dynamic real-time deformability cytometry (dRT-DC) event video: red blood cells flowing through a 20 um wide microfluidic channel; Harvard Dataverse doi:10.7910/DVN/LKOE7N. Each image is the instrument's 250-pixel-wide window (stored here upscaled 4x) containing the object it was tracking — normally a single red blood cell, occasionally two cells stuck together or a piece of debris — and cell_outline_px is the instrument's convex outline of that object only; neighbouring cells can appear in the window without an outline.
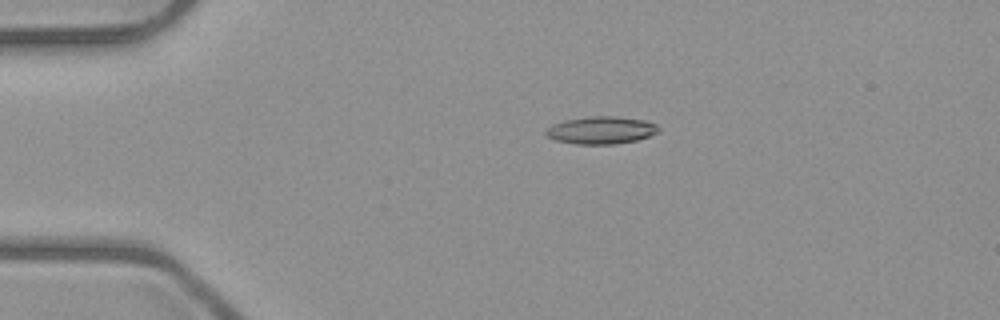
{"species": "common noctule bat (a hibernating species)", "species_latin": "Nyctalus noctula", "temperature_condition": "room temperature", "stored_images_in_passage": 3, "camera_frame_rate_fps": 3000, "um_per_image_px": 0.085, "animal": {"sex": "male", "body_mass_g": 23.1, "forearm_length_mm": 52.7}, "frame": {"image": 1, "passage_image": 2, "time_ms": 1.333, "image_size_px": [1000, 320], "cell_outline_px": [[660, 132], [636, 140], [616, 144], [576, 144], [556, 140], [548, 136], [544, 132], [552, 124], [564, 120], [588, 116], [616, 116], [644, 120], [656, 124], [660, 128]], "centroid_in_image_um": [51.11, 11.06], "position_along_channel_um": 33.9, "area_um2": 18.09}}